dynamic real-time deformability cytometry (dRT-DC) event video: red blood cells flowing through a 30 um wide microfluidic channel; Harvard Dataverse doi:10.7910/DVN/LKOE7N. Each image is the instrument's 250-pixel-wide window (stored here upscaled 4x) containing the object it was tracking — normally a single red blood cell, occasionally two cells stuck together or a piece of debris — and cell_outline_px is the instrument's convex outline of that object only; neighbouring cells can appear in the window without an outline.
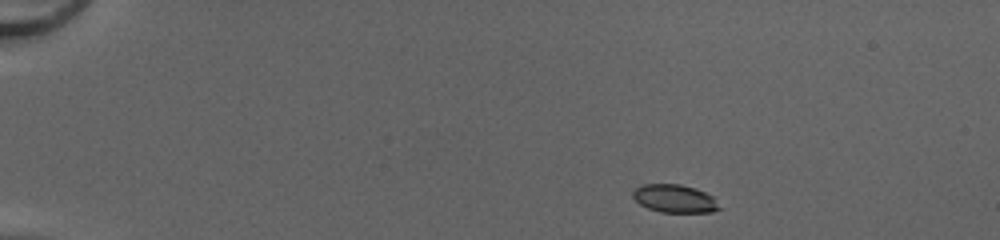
{"species": "common noctule bat (a hibernating species)", "species_latin": "Nyctalus noctula", "temperature_condition": "cold", "stored_images_in_passage": 42, "camera_frame_rate_fps": 3000, "um_per_image_px": 0.085, "animal": {"sex": "female", "body_mass_g": 20.0, "forearm_length_mm": 54.0}, "frame": {"image": 1, "passage_image": 1, "time_ms": 0.0, "image_size_px": [1000, 240], "cell_outline_px": [[724, 208], [712, 212], [660, 212], [648, 208], [640, 204], [632, 196], [632, 192], [640, 184], [680, 184], [696, 188], [712, 196]], "centroid_in_image_um": [57.37, 16.88], "position_along_channel_um": 27.6, "area_um2": 14.28}}
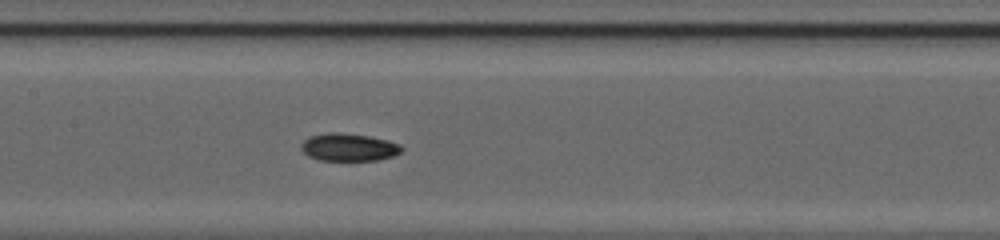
{"frame": {"image": 2, "passage_image": 19, "time_ms": 6.0, "image_size_px": [1000, 240], "cell_outline_px": [[404, 148], [400, 152], [392, 156], [376, 160], [316, 160], [308, 156], [300, 148], [300, 144], [308, 136], [332, 132], [336, 132], [368, 136], [388, 140], [400, 144]], "centroid_in_image_um": [29.61, 12.51], "position_along_channel_um": 177.8, "area_um2": 16.18}}
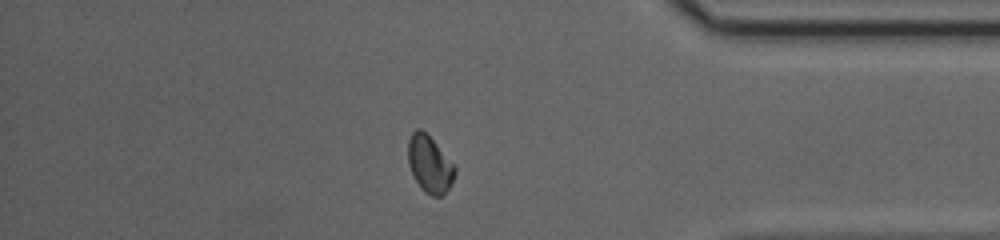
{"frame": {"image": 3, "passage_image": 36, "time_ms": 11.667, "image_size_px": [1000, 240], "cell_outline_px": [[456, 172], [452, 184], [440, 196], [432, 196], [424, 192], [420, 188], [408, 164], [408, 140], [412, 132], [416, 128], [420, 128], [456, 164]], "centroid_in_image_um": [36.53, 13.96], "position_along_channel_um": 398.7, "area_um2": 15.55}, "authors_computed_cell_mechanics": {"area_um2": 15.5482, "velocity_mm_per_s": 4.2353, "shape_relaxation_time_tau1_ms": null, "shape_relaxation_time_tau2_ms": 2.0332, "deformation_change_tau1": null, "deformation_change_tau2": 0.0493}}